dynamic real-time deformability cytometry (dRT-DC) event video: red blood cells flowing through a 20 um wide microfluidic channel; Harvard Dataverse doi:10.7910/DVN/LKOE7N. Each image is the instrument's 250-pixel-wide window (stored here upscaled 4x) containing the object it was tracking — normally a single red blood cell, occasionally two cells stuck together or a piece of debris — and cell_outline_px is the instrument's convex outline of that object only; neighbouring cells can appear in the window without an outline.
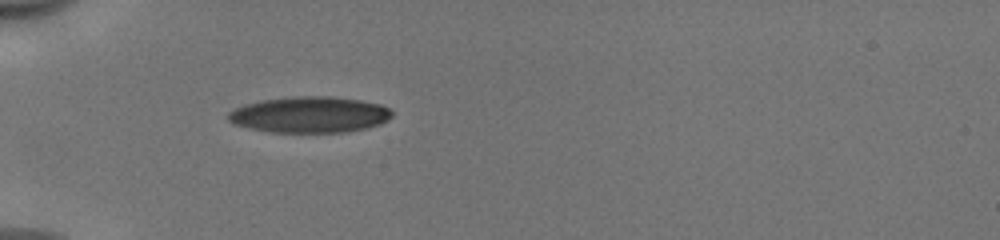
{"species": "human", "species_latin": "Homo sapiens", "temperature_condition": "cold", "stored_images_in_passage": 3, "camera_frame_rate_fps": 3000, "um_per_image_px": 0.085, "donor": {"sex": "male"}, "frame": {"image": 1, "passage_image": 1, "time_ms": 0.0, "image_size_px": [1000, 240], "cell_outline_px": [[392, 116], [388, 120], [380, 124], [368, 128], [348, 132], [268, 132], [248, 128], [232, 124], [228, 120], [228, 112], [244, 104], [264, 100], [292, 96], [332, 96], [360, 100], [380, 104], [388, 108], [392, 112]], "centroid_in_image_um": [26.32, 9.75], "position_along_channel_um": 58.7, "area_um2": 34.68}}
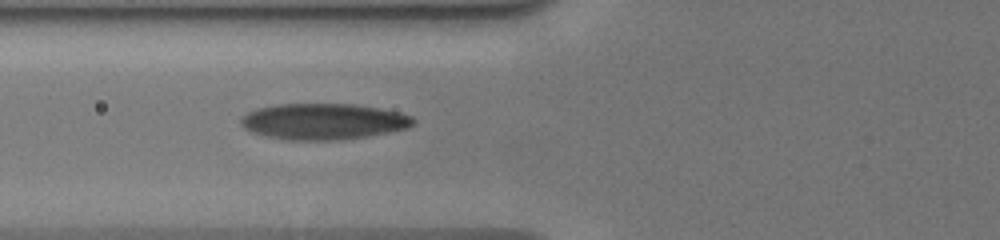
{"frame": {"image": 2, "passage_image": 3, "time_ms": 0.667, "image_size_px": [1000, 240], "cell_outline_px": [[416, 120], [408, 128], [368, 136], [340, 140], [288, 140], [264, 136], [252, 132], [244, 128], [240, 124], [240, 116], [256, 108], [276, 104], [356, 104], [380, 108], [400, 112], [412, 116]], "centroid_in_image_um": [27.47, 10.32], "position_along_channel_um": 98.3, "area_um2": 36.59}}